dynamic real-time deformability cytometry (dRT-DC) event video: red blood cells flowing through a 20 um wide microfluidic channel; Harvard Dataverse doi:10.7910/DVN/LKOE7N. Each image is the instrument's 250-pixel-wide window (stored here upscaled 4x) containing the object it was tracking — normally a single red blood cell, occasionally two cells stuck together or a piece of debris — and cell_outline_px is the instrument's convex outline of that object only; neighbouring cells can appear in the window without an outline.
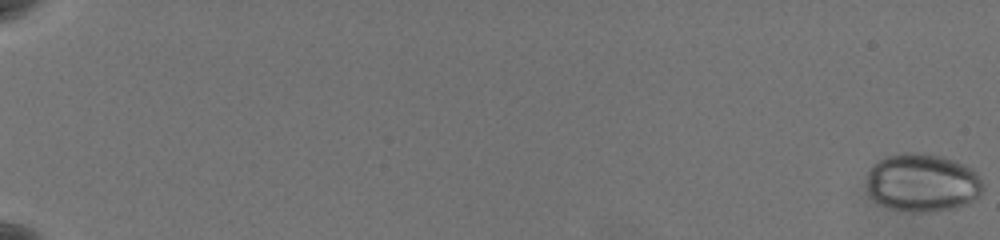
{"species": "common noctule bat (a hibernating species)", "species_latin": "Nyctalus noctula", "temperature_condition": "warm", "stored_images_in_passage": 44, "camera_frame_rate_fps": 3000, "um_per_image_px": 0.085, "animal": {"sex": "female", "body_mass_g": 19.5, "forearm_length_mm": 54.1}, "frame": {"image": 1, "passage_image": 1, "time_ms": 0.0, "image_size_px": [1000, 240], "cell_outline_px": [[984, 188], [980, 196], [976, 200], [968, 204], [956, 208], [924, 212], [912, 212], [892, 208], [880, 204], [868, 192], [868, 172], [872, 164], [884, 156], [904, 152], [916, 152], [944, 156], [956, 160], [972, 168], [976, 172], [984, 184]], "centroid_in_image_um": [78.45, 15.51], "position_along_channel_um": 6.5, "area_um2": 39.94}}
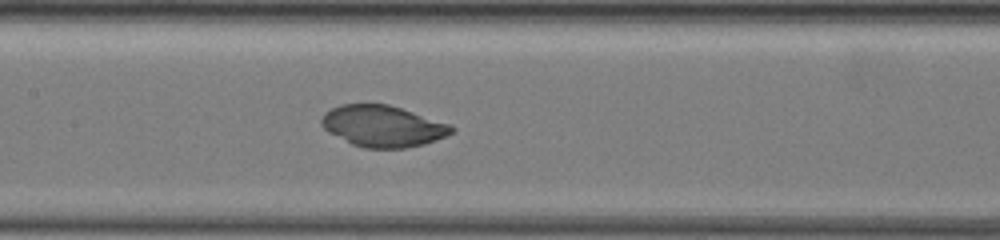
{"frame": {"image": 2, "passage_image": 36, "time_ms": 11.667, "image_size_px": [1000, 240], "cell_outline_px": [[456, 128], [452, 132], [436, 140], [424, 144], [404, 148], [364, 148], [352, 144], [328, 132], [320, 124], [320, 120], [324, 112], [340, 104], [388, 104], [452, 124]], "centroid_in_image_um": [32.53, 10.72], "position_along_channel_um": 174.9, "area_um2": 31.39}}
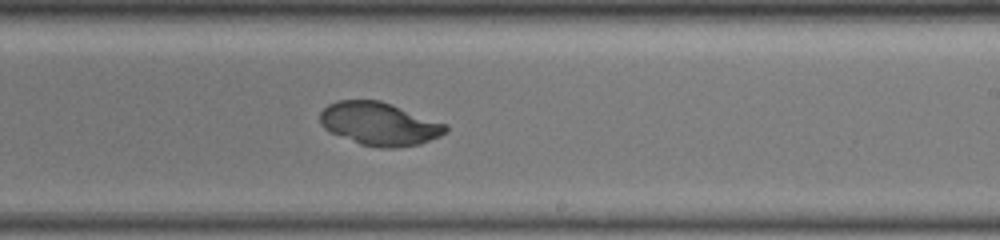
{"frame": {"image": 3, "passage_image": 43, "time_ms": 14.0, "image_size_px": [1000, 240], "cell_outline_px": [[448, 132], [440, 136], [420, 144], [396, 148], [380, 148], [360, 144], [332, 132], [324, 128], [320, 124], [320, 112], [328, 104], [336, 100], [380, 100], [392, 104], [448, 124]], "centroid_in_image_um": [32.27, 10.52], "position_along_channel_um": 256.7, "area_um2": 31.67}}